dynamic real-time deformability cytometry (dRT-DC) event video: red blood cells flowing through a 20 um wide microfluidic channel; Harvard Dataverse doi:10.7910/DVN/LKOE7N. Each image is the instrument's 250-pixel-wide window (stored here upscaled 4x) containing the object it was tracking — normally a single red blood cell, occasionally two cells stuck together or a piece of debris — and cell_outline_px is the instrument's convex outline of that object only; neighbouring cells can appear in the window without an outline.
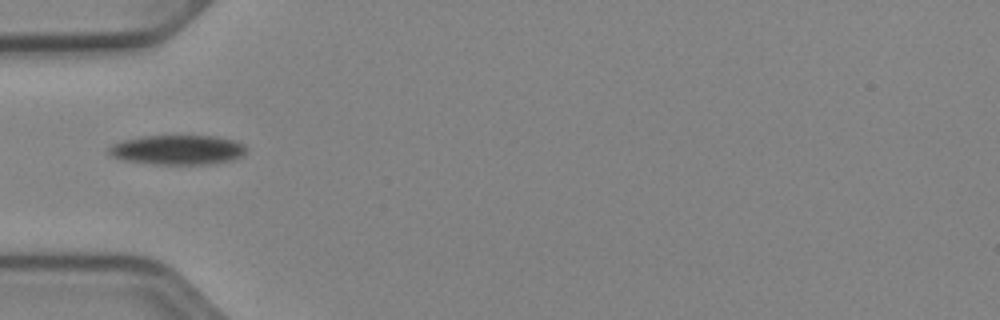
{"species": "Egyptian fruit bat (a non-hibernating species)", "species_latin": "Rousettus aegyptiacus", "temperature_condition": "cold", "stored_images_in_passage": 5, "camera_frame_rate_fps": 3000, "um_per_image_px": 0.085, "animal": {"sex": "female"}, "frame": {"image": 1, "passage_image": 1, "time_ms": 0.0, "image_size_px": [1000, 320], "cell_outline_px": [[244, 152], [240, 156], [232, 160], [212, 164], [152, 164], [124, 160], [112, 156], [108, 152], [108, 148], [112, 144], [120, 140], [140, 136], [216, 136], [236, 140], [244, 144]], "centroid_in_image_um": [15.06, 12.73], "position_along_channel_um": 69.9, "area_um2": 23.81}}